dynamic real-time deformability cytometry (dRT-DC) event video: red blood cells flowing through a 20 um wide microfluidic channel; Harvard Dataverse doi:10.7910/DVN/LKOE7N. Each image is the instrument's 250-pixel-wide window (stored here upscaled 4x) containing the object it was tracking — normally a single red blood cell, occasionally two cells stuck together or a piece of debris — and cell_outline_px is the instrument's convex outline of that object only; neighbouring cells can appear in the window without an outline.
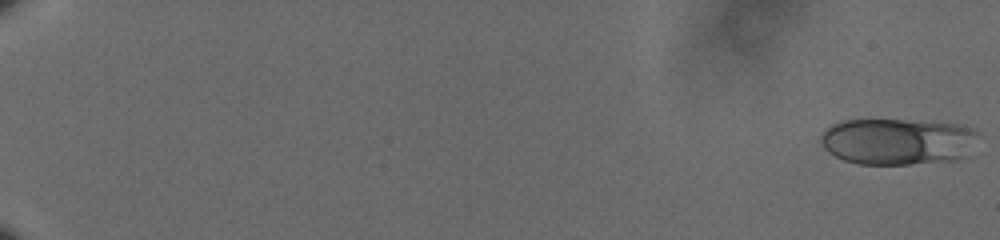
{"species": "human", "species_latin": "Homo sapiens", "temperature_condition": "cold", "stored_images_in_passage": 60, "camera_frame_rate_fps": 3000, "um_per_image_px": 0.085, "donor": {"sex": "male"}, "frame": {"image": 1, "passage_image": 1, "time_ms": 0.0, "image_size_px": [1000, 240], "cell_outline_px": [[976, 132], [964, 156], [956, 160], [908, 164], [860, 164], [844, 160], [828, 152], [824, 148], [820, 140], [820, 136], [824, 128], [840, 120], [904, 120], [956, 124], [972, 128]], "centroid_in_image_um": [76.18, 12.02], "position_along_channel_um": 8.8, "area_um2": 42.14}}
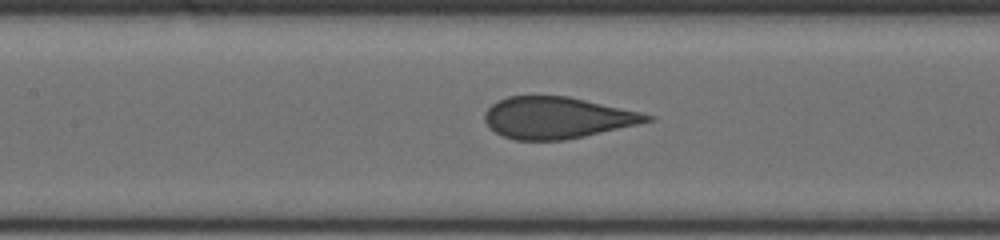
{"frame": {"image": 2, "passage_image": 32, "time_ms": 10.333, "image_size_px": [1000, 240], "cell_outline_px": [[656, 120], [584, 136], [564, 140], [516, 140], [504, 136], [496, 132], [484, 120], [484, 112], [492, 104], [508, 96], [568, 96], [640, 112], [652, 116]], "centroid_in_image_um": [47.35, 10.0], "position_along_channel_um": 160.1, "area_um2": 38.9}}
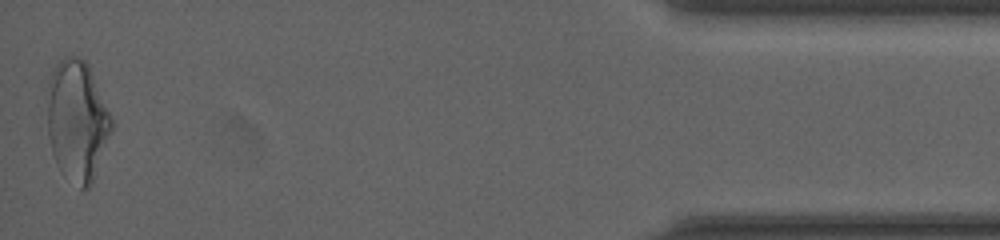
{"frame": {"image": 3, "passage_image": 60, "time_ms": 19.667, "image_size_px": [1000, 240], "cell_outline_px": [[112, 128], [92, 184], [88, 188], [80, 188], [60, 172], [56, 164], [52, 152], [48, 136], [48, 80], [56, 64], [64, 56], [76, 56], [84, 60], [88, 64], [112, 120]], "centroid_in_image_um": [6.53, 10.27], "position_along_channel_um": 428.7, "area_um2": 44.8}, "authors_computed_cell_mechanics": {"area_um2": 40.8935, "velocity_mm_per_s": 3.611, "shape_relaxation_time_tau1_ms": 7.6191, "shape_relaxation_time_tau2_ms": null, "deformation_change_tau1": 0.1665, "deformation_change_tau2": null}}